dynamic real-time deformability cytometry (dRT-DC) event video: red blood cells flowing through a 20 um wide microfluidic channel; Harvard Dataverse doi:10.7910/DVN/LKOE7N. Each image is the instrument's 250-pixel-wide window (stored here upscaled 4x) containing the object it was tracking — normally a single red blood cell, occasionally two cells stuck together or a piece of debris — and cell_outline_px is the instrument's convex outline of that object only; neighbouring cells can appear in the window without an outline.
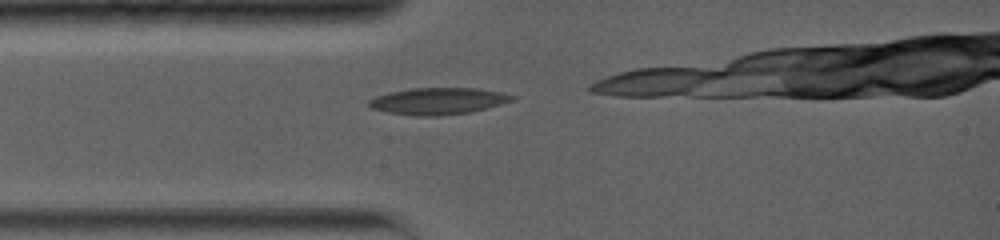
{"species": "common noctule bat (a hibernating species)", "species_latin": "Nyctalus noctula", "temperature_condition": "warm", "stored_images_in_passage": 10, "camera_frame_rate_fps": 5000, "um_per_image_px": 0.085, "animal": {"sex": "female", "body_mass_g": 19.0, "forearm_length_mm": 56.7}, "frame": {"image": 1, "passage_image": 1, "time_ms": 0.0, "image_size_px": [1000, 240], "cell_outline_px": [[516, 96], [512, 100], [488, 108], [468, 112], [436, 116], [416, 116], [388, 112], [372, 108], [368, 104], [368, 100], [376, 96], [388, 92], [412, 88], [476, 88], [504, 92]], "centroid_in_image_um": [37.24, 8.58], "position_along_channel_um": 47.8, "area_um2": 22.25}}
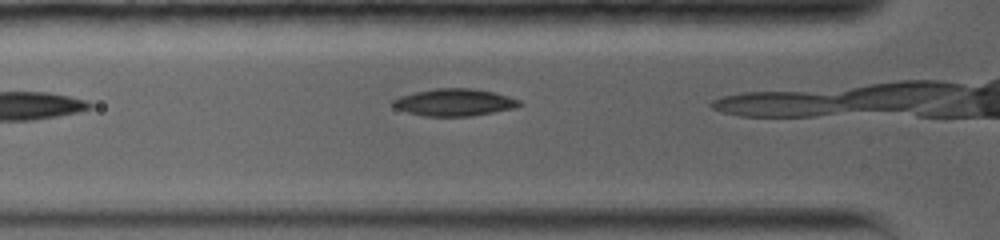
{"frame": {"image": 2, "passage_image": 4, "time_ms": 2.0, "image_size_px": [1000, 240], "cell_outline_px": [[524, 104], [512, 108], [472, 116], [424, 116], [408, 112], [396, 108], [392, 104], [392, 100], [400, 96], [416, 92], [436, 88], [472, 88], [492, 92], [508, 96], [520, 100]], "centroid_in_image_um": [38.62, 8.7], "position_along_channel_um": 87.2, "area_um2": 19.83}}